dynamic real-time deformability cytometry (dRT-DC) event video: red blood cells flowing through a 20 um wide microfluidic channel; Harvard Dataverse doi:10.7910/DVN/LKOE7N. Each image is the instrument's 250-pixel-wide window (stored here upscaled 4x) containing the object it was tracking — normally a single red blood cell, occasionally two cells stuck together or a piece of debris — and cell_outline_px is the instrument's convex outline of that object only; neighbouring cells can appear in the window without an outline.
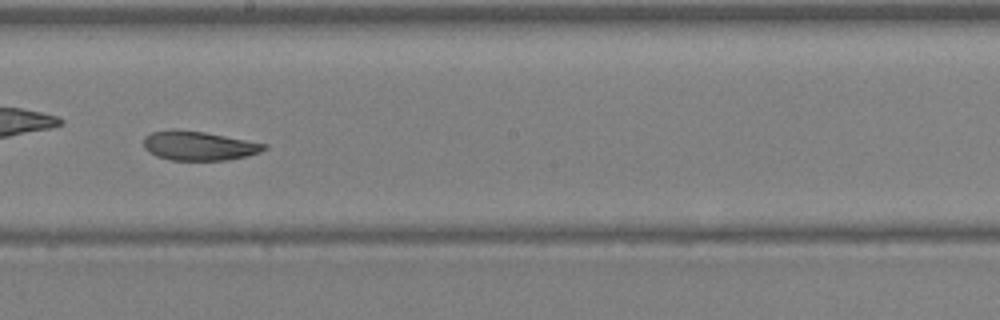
{"species": "Egyptian fruit bat (a non-hibernating species)", "species_latin": "Rousettus aegyptiacus", "temperature_condition": "warm", "stored_images_in_passage": 32, "camera_frame_rate_fps": 3000, "um_per_image_px": 0.085, "animal": {"sex": "female"}, "frame": {"image": 1, "passage_image": 14, "time_ms": 4.333, "image_size_px": [1000, 320], "cell_outline_px": [[268, 148], [260, 152], [248, 156], [228, 160], [172, 160], [156, 156], [148, 152], [144, 148], [144, 136], [152, 132], [204, 132], [268, 144]], "centroid_in_image_um": [16.96, 12.43], "position_along_channel_um": 231.2, "area_um2": 19.94}}
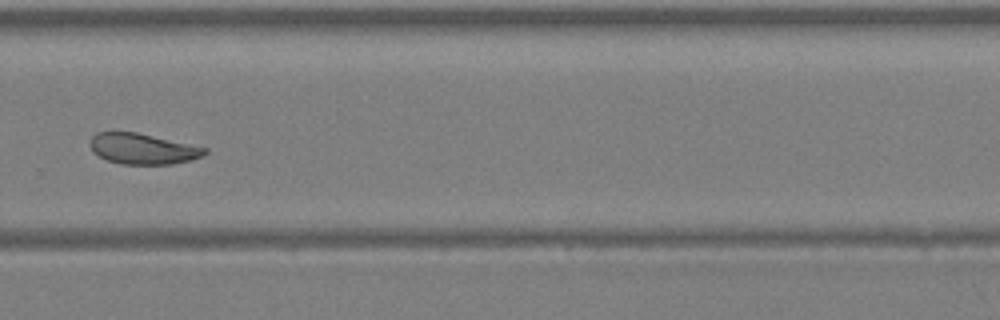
{"frame": {"image": 2, "passage_image": 19, "time_ms": 6.0, "image_size_px": [1000, 320], "cell_outline_px": [[208, 152], [204, 156], [192, 160], [172, 164], [120, 164], [108, 160], [92, 152], [88, 144], [92, 136], [96, 132], [136, 132], [208, 148]], "centroid_in_image_um": [12.13, 12.65], "position_along_channel_um": 317.7, "area_um2": 20.63}}
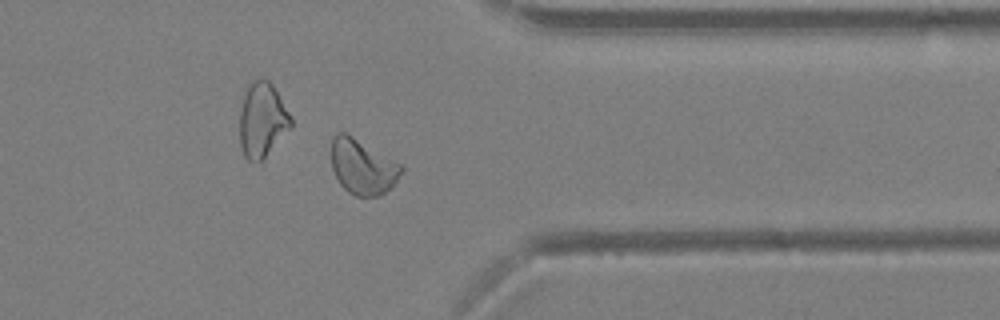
{"frame": {"image": 3, "passage_image": 23, "time_ms": 7.333, "image_size_px": [1000, 320], "cell_outline_px": [[404, 168], [396, 180], [380, 196], [356, 196], [348, 192], [340, 184], [332, 168], [332, 136], [336, 132], [344, 132], [352, 136], [400, 164]], "centroid_in_image_um": [30.78, 14.17], "position_along_channel_um": 380.6, "area_um2": 21.96}}